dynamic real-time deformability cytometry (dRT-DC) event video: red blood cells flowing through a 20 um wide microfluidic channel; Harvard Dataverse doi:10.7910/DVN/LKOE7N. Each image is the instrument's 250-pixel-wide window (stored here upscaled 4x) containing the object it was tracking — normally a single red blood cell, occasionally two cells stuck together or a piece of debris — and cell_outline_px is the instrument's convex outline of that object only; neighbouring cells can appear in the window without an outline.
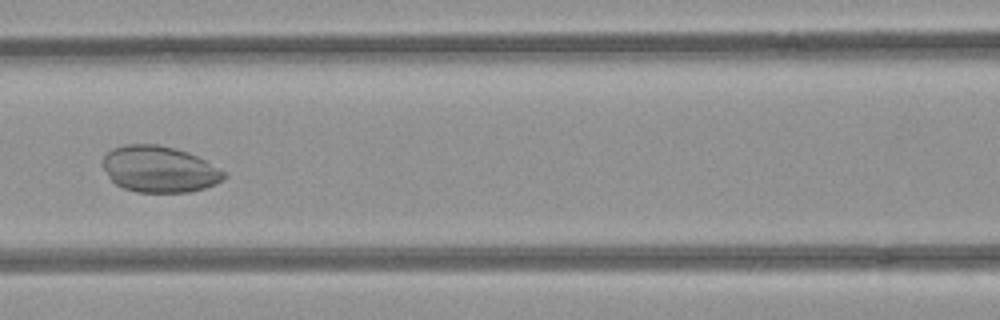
{"species": "common noctule bat (a hibernating species)", "species_latin": "Nyctalus noctula", "temperature_condition": "room temperature", "stored_images_in_passage": 37, "camera_frame_rate_fps": 3000, "um_per_image_px": 0.085, "animal": {"sex": "female", "body_mass_g": 21.9}, "frame": {"image": 1, "passage_image": 8, "time_ms": 2.333, "image_size_px": [1000, 320], "cell_outline_px": [[228, 176], [224, 180], [216, 184], [204, 188], [188, 192], [136, 192], [124, 188], [116, 184], [108, 176], [104, 168], [104, 156], [112, 148], [124, 144], [156, 144], [176, 148], [188, 152], [204, 160], [224, 172]], "centroid_in_image_um": [13.55, 14.38], "position_along_channel_um": 153.1, "area_um2": 32.6}}
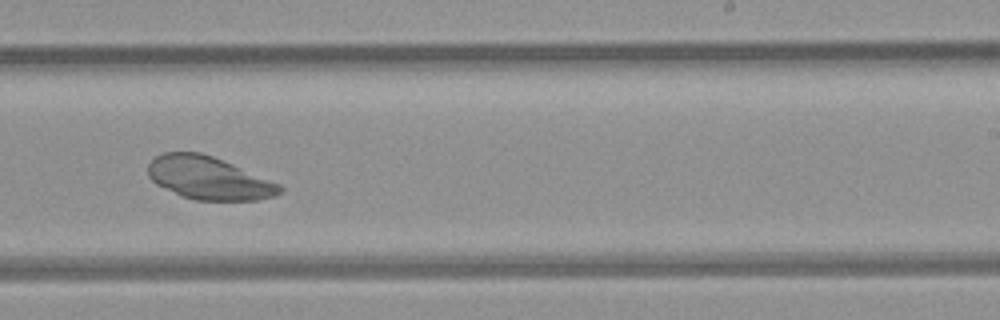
{"frame": {"image": 2, "passage_image": 17, "time_ms": 5.333, "image_size_px": [1000, 320], "cell_outline_px": [[284, 188], [276, 196], [256, 200], [196, 200], [180, 196], [156, 184], [148, 176], [148, 164], [156, 156], [164, 152], [200, 152], [212, 156], [280, 184]], "centroid_in_image_um": [17.72, 15.14], "position_along_channel_um": 271.3, "area_um2": 32.71}}
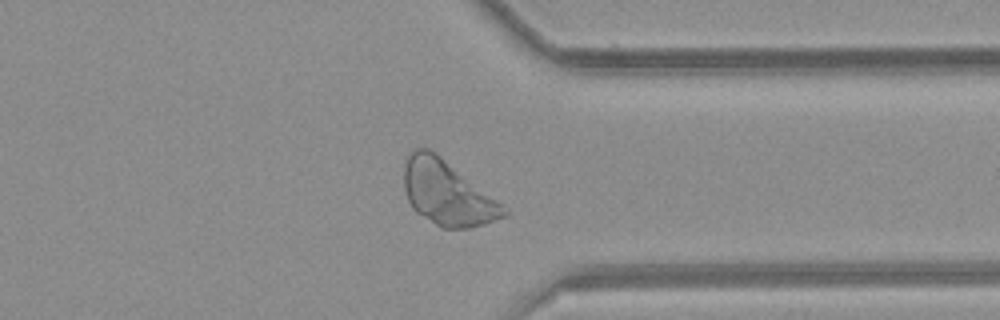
{"frame": {"image": 3, "passage_image": 25, "time_ms": 8.0, "image_size_px": [1000, 320], "cell_outline_px": [[508, 212], [504, 216], [484, 224], [472, 228], [444, 228], [436, 224], [416, 212], [412, 208], [408, 200], [404, 188], [404, 164], [412, 148], [428, 148], [436, 152], [496, 200]], "centroid_in_image_um": [37.95, 16.39], "position_along_channel_um": 373.4, "area_um2": 36.88}}